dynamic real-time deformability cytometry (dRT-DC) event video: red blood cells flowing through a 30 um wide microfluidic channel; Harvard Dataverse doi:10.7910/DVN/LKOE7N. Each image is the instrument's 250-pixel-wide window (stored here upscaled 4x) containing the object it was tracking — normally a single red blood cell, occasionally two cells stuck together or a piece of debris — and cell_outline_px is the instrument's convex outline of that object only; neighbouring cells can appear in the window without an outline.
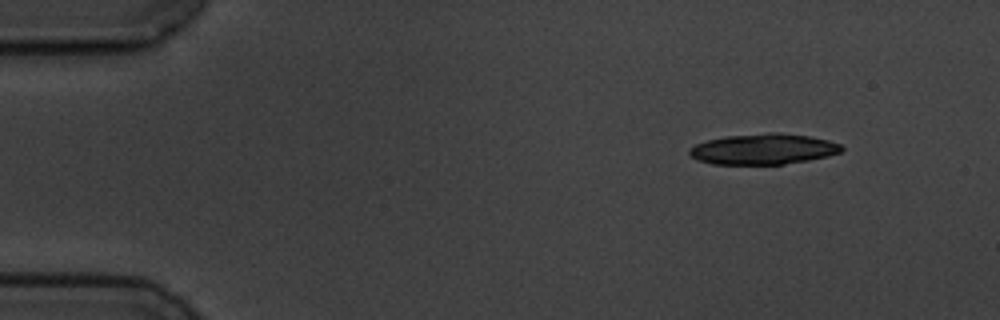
{"species": "common noctule bat (a hibernating species)", "species_latin": "Nyctalus noctula", "temperature_condition": "cold", "stored_images_in_passage": 4, "camera_frame_rate_fps": 3000, "um_per_image_px": 0.085, "animal": {"sex": "male", "body_mass_g": 19.5, "forearm_length_mm": 54.6}, "frame": {"image": 1, "passage_image": 1, "time_ms": 0.0, "image_size_px": [1000, 320], "cell_outline_px": [[844, 148], [840, 152], [828, 156], [808, 160], [784, 164], [712, 164], [696, 160], [688, 152], [688, 148], [696, 144], [708, 140], [724, 136], [768, 132], [780, 132], [808, 136], [828, 140], [840, 144]], "centroid_in_image_um": [64.86, 12.66], "position_along_channel_um": 20.1, "area_um2": 27.34}}
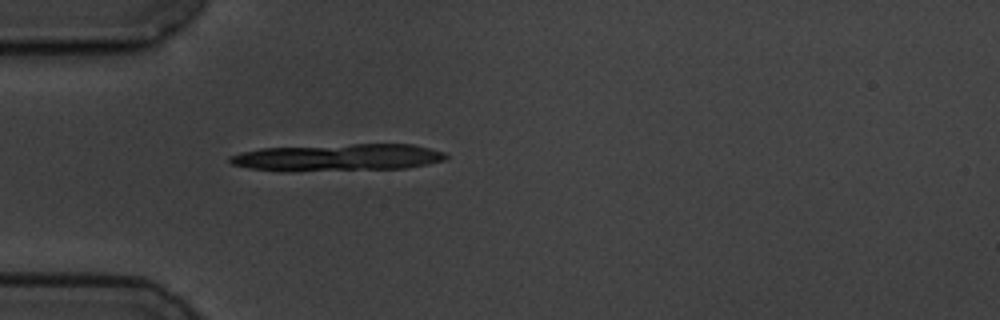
{"frame": {"image": 2, "passage_image": 4, "time_ms": 3.333, "image_size_px": [1000, 320], "cell_outline_px": [[448, 160], [428, 164], [404, 168], [248, 168], [232, 164], [228, 160], [228, 156], [240, 152], [260, 148], [352, 144], [412, 144], [444, 152], [448, 156]], "centroid_in_image_um": [28.83, 13.32], "position_along_channel_um": 56.2, "area_um2": 32.25}}